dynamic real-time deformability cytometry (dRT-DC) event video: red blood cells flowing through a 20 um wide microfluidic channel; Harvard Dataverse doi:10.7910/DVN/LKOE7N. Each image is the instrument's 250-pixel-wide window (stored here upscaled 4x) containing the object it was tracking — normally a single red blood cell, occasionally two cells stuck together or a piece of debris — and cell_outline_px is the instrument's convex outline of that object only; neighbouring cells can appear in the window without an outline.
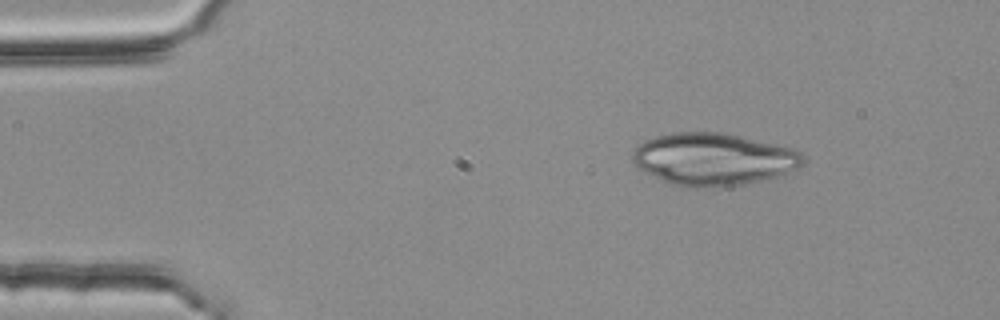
{"species": "common noctule bat (a hibernating species)", "species_latin": "Nyctalus noctula", "temperature_condition": "room temperature", "stored_images_in_passage": 3, "camera_frame_rate_fps": 3000, "um_per_image_px": 0.085, "animal": {"sex": "female", "body_mass_g": 25.1}, "frame": {"image": 1, "passage_image": 1, "time_ms": 0.0, "image_size_px": [1000, 320], "cell_outline_px": [[804, 164], [796, 168], [776, 176], [760, 180], [720, 188], [684, 188], [660, 180], [644, 172], [632, 164], [632, 152], [644, 140], [656, 136], [672, 132], [720, 132], [740, 136], [776, 144], [792, 148], [800, 152], [804, 160]], "centroid_in_image_um": [60.57, 13.54], "position_along_channel_um": 24.4, "area_um2": 52.19}}